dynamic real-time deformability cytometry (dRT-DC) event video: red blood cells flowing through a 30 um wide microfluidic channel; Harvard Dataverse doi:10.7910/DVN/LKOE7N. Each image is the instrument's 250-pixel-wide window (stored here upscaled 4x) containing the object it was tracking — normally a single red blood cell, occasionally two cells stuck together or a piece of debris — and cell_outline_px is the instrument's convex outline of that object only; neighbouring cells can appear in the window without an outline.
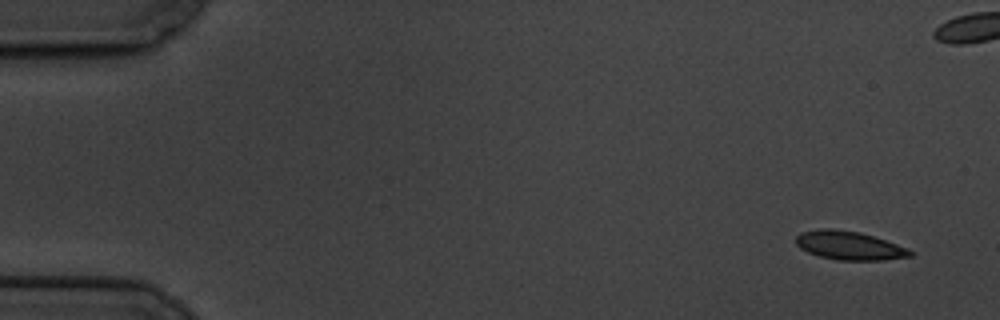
{"species": "common noctule bat (a hibernating species)", "species_latin": "Nyctalus noctula", "temperature_condition": "cold", "stored_images_in_passage": 6, "camera_frame_rate_fps": 3000, "um_per_image_px": 0.085, "animal": {"sex": "male", "body_mass_g": 19.5, "forearm_length_mm": 54.6}, "frame": {"image": 1, "passage_image": 1, "time_ms": 0.0, "image_size_px": [1000, 320], "cell_outline_px": [[912, 256], [884, 260], [836, 260], [820, 256], [808, 252], [800, 248], [796, 244], [796, 236], [800, 232], [820, 228], [832, 228], [860, 232], [908, 248], [912, 252]], "centroid_in_image_um": [72.15, 20.86], "position_along_channel_um": 12.8, "area_um2": 19.02}}
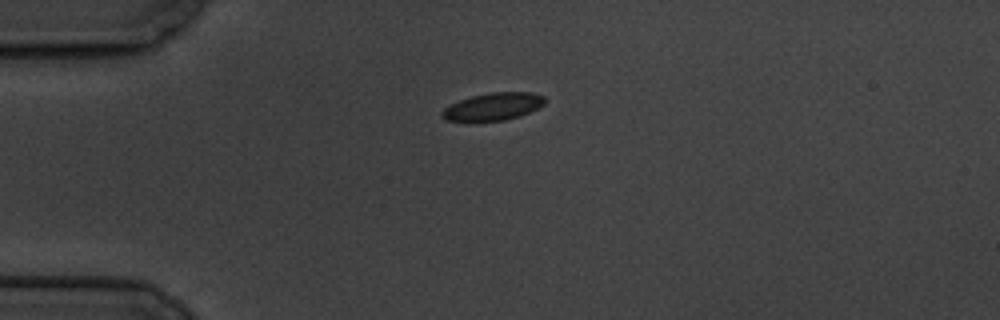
{"frame": {"image": 2, "passage_image": 6, "time_ms": 6.0, "image_size_px": [1000, 320], "cell_outline_px": [[548, 100], [544, 104], [520, 116], [504, 120], [448, 120], [440, 116], [440, 112], [444, 108], [460, 100], [472, 96], [488, 92], [532, 92], [544, 96]], "centroid_in_image_um": [41.95, 9.03], "position_along_channel_um": 43.1, "area_um2": 16.24}}